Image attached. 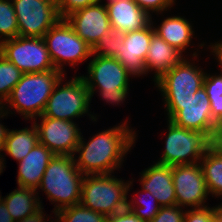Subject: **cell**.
<instances>
[{"mask_svg":"<svg viewBox=\"0 0 222 222\" xmlns=\"http://www.w3.org/2000/svg\"><path fill=\"white\" fill-rule=\"evenodd\" d=\"M82 134L74 158L83 175L115 174L135 146L138 135L127 120L94 134L89 141Z\"/></svg>","mask_w":222,"mask_h":222,"instance_id":"6da1fadb","label":"cell"},{"mask_svg":"<svg viewBox=\"0 0 222 222\" xmlns=\"http://www.w3.org/2000/svg\"><path fill=\"white\" fill-rule=\"evenodd\" d=\"M188 20L184 16H168L161 21L160 25L156 26V23L151 20L154 33L178 50L184 57L183 52L186 53L185 50L192 46V38L195 35L192 21Z\"/></svg>","mask_w":222,"mask_h":222,"instance_id":"ffe728a7","label":"cell"},{"mask_svg":"<svg viewBox=\"0 0 222 222\" xmlns=\"http://www.w3.org/2000/svg\"><path fill=\"white\" fill-rule=\"evenodd\" d=\"M140 192L144 195V197L140 194ZM137 194H139V197ZM131 197L133 199L127 200V208L145 222L151 221L161 208L157 199L149 191L142 188Z\"/></svg>","mask_w":222,"mask_h":222,"instance_id":"d4e9b609","label":"cell"},{"mask_svg":"<svg viewBox=\"0 0 222 222\" xmlns=\"http://www.w3.org/2000/svg\"><path fill=\"white\" fill-rule=\"evenodd\" d=\"M140 8L148 12L151 16L153 13L163 15L164 11L168 12L169 9L176 5V0H134Z\"/></svg>","mask_w":222,"mask_h":222,"instance_id":"d6a6232c","label":"cell"},{"mask_svg":"<svg viewBox=\"0 0 222 222\" xmlns=\"http://www.w3.org/2000/svg\"><path fill=\"white\" fill-rule=\"evenodd\" d=\"M31 127L22 129H9L7 139L5 140L4 148L5 151L1 153L4 168H6L4 156L9 155L18 163L39 143L38 131L34 123L31 122ZM6 153V154H5ZM5 154V155H4Z\"/></svg>","mask_w":222,"mask_h":222,"instance_id":"603a6c76","label":"cell"},{"mask_svg":"<svg viewBox=\"0 0 222 222\" xmlns=\"http://www.w3.org/2000/svg\"><path fill=\"white\" fill-rule=\"evenodd\" d=\"M18 36L43 38L61 19L56 0H12Z\"/></svg>","mask_w":222,"mask_h":222,"instance_id":"8fae6325","label":"cell"},{"mask_svg":"<svg viewBox=\"0 0 222 222\" xmlns=\"http://www.w3.org/2000/svg\"><path fill=\"white\" fill-rule=\"evenodd\" d=\"M17 36V16L12 0H0V43Z\"/></svg>","mask_w":222,"mask_h":222,"instance_id":"83f0119b","label":"cell"},{"mask_svg":"<svg viewBox=\"0 0 222 222\" xmlns=\"http://www.w3.org/2000/svg\"><path fill=\"white\" fill-rule=\"evenodd\" d=\"M172 180L177 206L184 209L207 206L210 195L200 163L172 166Z\"/></svg>","mask_w":222,"mask_h":222,"instance_id":"4fadbf2b","label":"cell"},{"mask_svg":"<svg viewBox=\"0 0 222 222\" xmlns=\"http://www.w3.org/2000/svg\"><path fill=\"white\" fill-rule=\"evenodd\" d=\"M7 116H8V114L5 112V110H3L0 107V121H2L1 119L5 118ZM6 127L7 126H4L2 123H0V155H1V152L4 148L5 140L7 139V135L9 132V129Z\"/></svg>","mask_w":222,"mask_h":222,"instance_id":"ab89813d","label":"cell"},{"mask_svg":"<svg viewBox=\"0 0 222 222\" xmlns=\"http://www.w3.org/2000/svg\"><path fill=\"white\" fill-rule=\"evenodd\" d=\"M154 34L152 23L142 30L124 33L123 44L119 47L115 58L132 75V78L146 76L145 60Z\"/></svg>","mask_w":222,"mask_h":222,"instance_id":"2e32d148","label":"cell"},{"mask_svg":"<svg viewBox=\"0 0 222 222\" xmlns=\"http://www.w3.org/2000/svg\"><path fill=\"white\" fill-rule=\"evenodd\" d=\"M103 0H100V3H102V4H110V3H112V2H116V1H118V0H107V2H105V3H103L102 2Z\"/></svg>","mask_w":222,"mask_h":222,"instance_id":"ee69618b","label":"cell"},{"mask_svg":"<svg viewBox=\"0 0 222 222\" xmlns=\"http://www.w3.org/2000/svg\"><path fill=\"white\" fill-rule=\"evenodd\" d=\"M133 182L112 174L84 175L80 203L109 217L127 208Z\"/></svg>","mask_w":222,"mask_h":222,"instance_id":"277c9868","label":"cell"},{"mask_svg":"<svg viewBox=\"0 0 222 222\" xmlns=\"http://www.w3.org/2000/svg\"><path fill=\"white\" fill-rule=\"evenodd\" d=\"M24 73L0 54V106L10 96L12 89Z\"/></svg>","mask_w":222,"mask_h":222,"instance_id":"4316f807","label":"cell"},{"mask_svg":"<svg viewBox=\"0 0 222 222\" xmlns=\"http://www.w3.org/2000/svg\"><path fill=\"white\" fill-rule=\"evenodd\" d=\"M0 222H15L7 206L0 200Z\"/></svg>","mask_w":222,"mask_h":222,"instance_id":"60d3db41","label":"cell"},{"mask_svg":"<svg viewBox=\"0 0 222 222\" xmlns=\"http://www.w3.org/2000/svg\"><path fill=\"white\" fill-rule=\"evenodd\" d=\"M185 211L177 205L161 207L157 215L148 222H184Z\"/></svg>","mask_w":222,"mask_h":222,"instance_id":"4dcf8cb0","label":"cell"},{"mask_svg":"<svg viewBox=\"0 0 222 222\" xmlns=\"http://www.w3.org/2000/svg\"><path fill=\"white\" fill-rule=\"evenodd\" d=\"M209 47L207 49H211V54H213V56L215 57V59L217 60L216 62L218 63L217 65H219L222 69V41H217L215 43H210V45H208ZM222 71V70H221Z\"/></svg>","mask_w":222,"mask_h":222,"instance_id":"f35d334b","label":"cell"},{"mask_svg":"<svg viewBox=\"0 0 222 222\" xmlns=\"http://www.w3.org/2000/svg\"><path fill=\"white\" fill-rule=\"evenodd\" d=\"M56 222H106L107 216L90 210L81 203L65 207L54 213Z\"/></svg>","mask_w":222,"mask_h":222,"instance_id":"484cf974","label":"cell"},{"mask_svg":"<svg viewBox=\"0 0 222 222\" xmlns=\"http://www.w3.org/2000/svg\"><path fill=\"white\" fill-rule=\"evenodd\" d=\"M183 58L184 56L178 50L154 34L147 52L145 69L147 74L154 71L152 74H154L153 81L155 83Z\"/></svg>","mask_w":222,"mask_h":222,"instance_id":"44dd1931","label":"cell"},{"mask_svg":"<svg viewBox=\"0 0 222 222\" xmlns=\"http://www.w3.org/2000/svg\"><path fill=\"white\" fill-rule=\"evenodd\" d=\"M215 221L222 222V203L215 206Z\"/></svg>","mask_w":222,"mask_h":222,"instance_id":"b9f144b4","label":"cell"},{"mask_svg":"<svg viewBox=\"0 0 222 222\" xmlns=\"http://www.w3.org/2000/svg\"><path fill=\"white\" fill-rule=\"evenodd\" d=\"M208 192L222 197V141L214 143L200 160Z\"/></svg>","mask_w":222,"mask_h":222,"instance_id":"cb8c5ba5","label":"cell"},{"mask_svg":"<svg viewBox=\"0 0 222 222\" xmlns=\"http://www.w3.org/2000/svg\"><path fill=\"white\" fill-rule=\"evenodd\" d=\"M54 153L38 143L21 161L18 162L17 185L37 191L45 169Z\"/></svg>","mask_w":222,"mask_h":222,"instance_id":"d6986e66","label":"cell"},{"mask_svg":"<svg viewBox=\"0 0 222 222\" xmlns=\"http://www.w3.org/2000/svg\"><path fill=\"white\" fill-rule=\"evenodd\" d=\"M210 74L206 72L203 87L206 89L208 98H218L222 95V71L219 74Z\"/></svg>","mask_w":222,"mask_h":222,"instance_id":"836d02e7","label":"cell"},{"mask_svg":"<svg viewBox=\"0 0 222 222\" xmlns=\"http://www.w3.org/2000/svg\"><path fill=\"white\" fill-rule=\"evenodd\" d=\"M64 19L91 48L111 28L106 5L100 2L76 10Z\"/></svg>","mask_w":222,"mask_h":222,"instance_id":"9a60e30c","label":"cell"},{"mask_svg":"<svg viewBox=\"0 0 222 222\" xmlns=\"http://www.w3.org/2000/svg\"><path fill=\"white\" fill-rule=\"evenodd\" d=\"M4 170V164H3V160H2V156L0 155V175Z\"/></svg>","mask_w":222,"mask_h":222,"instance_id":"7bdbcfd3","label":"cell"},{"mask_svg":"<svg viewBox=\"0 0 222 222\" xmlns=\"http://www.w3.org/2000/svg\"><path fill=\"white\" fill-rule=\"evenodd\" d=\"M100 2V0H56L57 10L61 19L72 12Z\"/></svg>","mask_w":222,"mask_h":222,"instance_id":"1f68e13d","label":"cell"},{"mask_svg":"<svg viewBox=\"0 0 222 222\" xmlns=\"http://www.w3.org/2000/svg\"><path fill=\"white\" fill-rule=\"evenodd\" d=\"M164 151L156 163L175 166L196 164L214 142L198 130L185 129L167 119Z\"/></svg>","mask_w":222,"mask_h":222,"instance_id":"52a82bcc","label":"cell"},{"mask_svg":"<svg viewBox=\"0 0 222 222\" xmlns=\"http://www.w3.org/2000/svg\"><path fill=\"white\" fill-rule=\"evenodd\" d=\"M37 119H40V122ZM33 123L38 131L39 143L55 155H75L81 136V129L75 121L41 115L34 119Z\"/></svg>","mask_w":222,"mask_h":222,"instance_id":"7c38bea8","label":"cell"},{"mask_svg":"<svg viewBox=\"0 0 222 222\" xmlns=\"http://www.w3.org/2000/svg\"><path fill=\"white\" fill-rule=\"evenodd\" d=\"M87 66V75H81L88 90H103L107 93L117 89H130V77L126 68L115 58L92 54Z\"/></svg>","mask_w":222,"mask_h":222,"instance_id":"5bb4252c","label":"cell"},{"mask_svg":"<svg viewBox=\"0 0 222 222\" xmlns=\"http://www.w3.org/2000/svg\"><path fill=\"white\" fill-rule=\"evenodd\" d=\"M141 188L149 191L161 207L176 205L172 166L154 163L140 172Z\"/></svg>","mask_w":222,"mask_h":222,"instance_id":"e0dca14e","label":"cell"},{"mask_svg":"<svg viewBox=\"0 0 222 222\" xmlns=\"http://www.w3.org/2000/svg\"><path fill=\"white\" fill-rule=\"evenodd\" d=\"M44 211V207H42L38 212H36L34 215H30L27 218L21 219L19 221H15V222H55V219L52 220V217L49 216L48 219V214L46 215V213L43 212ZM46 216V217H45ZM51 217V218H50ZM46 218V219H45Z\"/></svg>","mask_w":222,"mask_h":222,"instance_id":"74e56055","label":"cell"},{"mask_svg":"<svg viewBox=\"0 0 222 222\" xmlns=\"http://www.w3.org/2000/svg\"><path fill=\"white\" fill-rule=\"evenodd\" d=\"M96 92H99L98 96L102 97V100L106 103L112 104L113 106L121 105L127 98V95L129 94V89H117L115 92L107 93L103 90H89L91 100L93 98V95L96 94Z\"/></svg>","mask_w":222,"mask_h":222,"instance_id":"e575fe53","label":"cell"},{"mask_svg":"<svg viewBox=\"0 0 222 222\" xmlns=\"http://www.w3.org/2000/svg\"><path fill=\"white\" fill-rule=\"evenodd\" d=\"M63 76L67 75L59 70L24 73L0 107L7 114H15L16 111L26 121H33L43 114L47 100Z\"/></svg>","mask_w":222,"mask_h":222,"instance_id":"7a4b0ae2","label":"cell"},{"mask_svg":"<svg viewBox=\"0 0 222 222\" xmlns=\"http://www.w3.org/2000/svg\"><path fill=\"white\" fill-rule=\"evenodd\" d=\"M184 222H216L215 206H203L186 209Z\"/></svg>","mask_w":222,"mask_h":222,"instance_id":"f546056e","label":"cell"},{"mask_svg":"<svg viewBox=\"0 0 222 222\" xmlns=\"http://www.w3.org/2000/svg\"><path fill=\"white\" fill-rule=\"evenodd\" d=\"M167 119L185 129L198 130L214 143L222 141V132L211 115L210 100L201 87L188 101H163Z\"/></svg>","mask_w":222,"mask_h":222,"instance_id":"8992f818","label":"cell"},{"mask_svg":"<svg viewBox=\"0 0 222 222\" xmlns=\"http://www.w3.org/2000/svg\"><path fill=\"white\" fill-rule=\"evenodd\" d=\"M84 175L75 164L74 156L54 155L50 160L37 190L44 191L54 205L53 213L80 203Z\"/></svg>","mask_w":222,"mask_h":222,"instance_id":"3957f363","label":"cell"},{"mask_svg":"<svg viewBox=\"0 0 222 222\" xmlns=\"http://www.w3.org/2000/svg\"><path fill=\"white\" fill-rule=\"evenodd\" d=\"M0 54L23 73L56 70L43 38L17 36L4 40Z\"/></svg>","mask_w":222,"mask_h":222,"instance_id":"30bf717a","label":"cell"},{"mask_svg":"<svg viewBox=\"0 0 222 222\" xmlns=\"http://www.w3.org/2000/svg\"><path fill=\"white\" fill-rule=\"evenodd\" d=\"M106 222H145V221L141 220L131 210L126 208L107 217Z\"/></svg>","mask_w":222,"mask_h":222,"instance_id":"d590c367","label":"cell"},{"mask_svg":"<svg viewBox=\"0 0 222 222\" xmlns=\"http://www.w3.org/2000/svg\"><path fill=\"white\" fill-rule=\"evenodd\" d=\"M199 50L192 54L191 59L184 57L177 65L164 74L154 85L160 91L164 101H188L194 93L203 87L206 72L195 64ZM194 57V60H193Z\"/></svg>","mask_w":222,"mask_h":222,"instance_id":"9c48e42d","label":"cell"},{"mask_svg":"<svg viewBox=\"0 0 222 222\" xmlns=\"http://www.w3.org/2000/svg\"><path fill=\"white\" fill-rule=\"evenodd\" d=\"M43 40L55 69L65 75V64L74 68L76 64L92 58V48L74 32L65 19H60L43 36Z\"/></svg>","mask_w":222,"mask_h":222,"instance_id":"ba28073f","label":"cell"},{"mask_svg":"<svg viewBox=\"0 0 222 222\" xmlns=\"http://www.w3.org/2000/svg\"><path fill=\"white\" fill-rule=\"evenodd\" d=\"M211 115L216 127L222 132V95L218 98H209Z\"/></svg>","mask_w":222,"mask_h":222,"instance_id":"8d00e7d4","label":"cell"},{"mask_svg":"<svg viewBox=\"0 0 222 222\" xmlns=\"http://www.w3.org/2000/svg\"><path fill=\"white\" fill-rule=\"evenodd\" d=\"M39 191L30 188L17 187L4 198L0 194L1 201L7 206L14 221L34 215L42 207V200Z\"/></svg>","mask_w":222,"mask_h":222,"instance_id":"7402d4cb","label":"cell"},{"mask_svg":"<svg viewBox=\"0 0 222 222\" xmlns=\"http://www.w3.org/2000/svg\"><path fill=\"white\" fill-rule=\"evenodd\" d=\"M110 26L122 33L142 30L151 24L153 16L134 0H118L106 4Z\"/></svg>","mask_w":222,"mask_h":222,"instance_id":"ac0fdd59","label":"cell"},{"mask_svg":"<svg viewBox=\"0 0 222 222\" xmlns=\"http://www.w3.org/2000/svg\"><path fill=\"white\" fill-rule=\"evenodd\" d=\"M65 78L63 76L54 87L42 115L67 121L87 115L92 122H97V115L89 109L91 97L82 77L75 75L63 83Z\"/></svg>","mask_w":222,"mask_h":222,"instance_id":"5b68a950","label":"cell"},{"mask_svg":"<svg viewBox=\"0 0 222 222\" xmlns=\"http://www.w3.org/2000/svg\"><path fill=\"white\" fill-rule=\"evenodd\" d=\"M123 41L124 33L111 27L92 47V54L105 57H116Z\"/></svg>","mask_w":222,"mask_h":222,"instance_id":"f1b7e54d","label":"cell"}]
</instances>
